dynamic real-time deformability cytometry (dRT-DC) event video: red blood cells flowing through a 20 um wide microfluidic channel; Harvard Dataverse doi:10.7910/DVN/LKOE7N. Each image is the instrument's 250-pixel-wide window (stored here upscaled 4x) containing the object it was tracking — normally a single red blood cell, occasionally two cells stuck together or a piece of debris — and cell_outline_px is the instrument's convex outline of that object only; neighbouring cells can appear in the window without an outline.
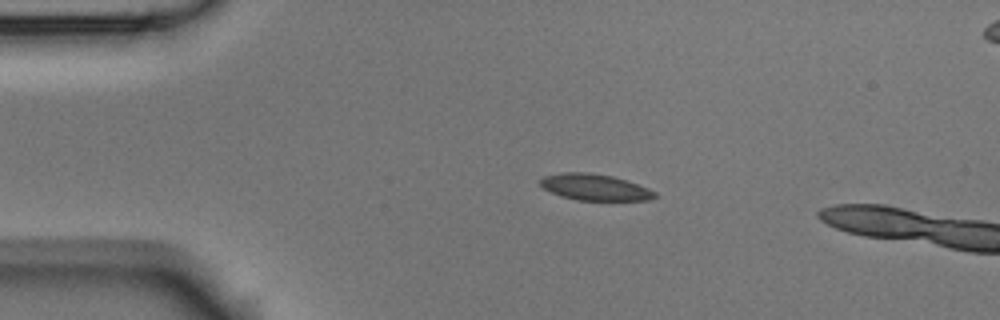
{"species": "Egyptian fruit bat (a non-hibernating species)", "species_latin": "Rousettus aegyptiacus", "temperature_condition": "room temperature", "stored_images_in_passage": 4, "camera_frame_rate_fps": 3000, "um_per_image_px": 0.085, "animal": {"sex": "male"}, "frame": {"image": 1, "passage_image": 2, "time_ms": 1.0, "image_size_px": [1000, 320], "cell_outline_px": [[656, 196], [648, 200], [576, 200], [560, 196], [544, 188], [540, 184], [540, 180], [544, 176], [560, 172], [588, 172], [612, 176], [628, 180], [648, 188], [656, 192]], "centroid_in_image_um": [50.55, 15.9], "position_along_channel_um": 34.4, "area_um2": 17.57}}